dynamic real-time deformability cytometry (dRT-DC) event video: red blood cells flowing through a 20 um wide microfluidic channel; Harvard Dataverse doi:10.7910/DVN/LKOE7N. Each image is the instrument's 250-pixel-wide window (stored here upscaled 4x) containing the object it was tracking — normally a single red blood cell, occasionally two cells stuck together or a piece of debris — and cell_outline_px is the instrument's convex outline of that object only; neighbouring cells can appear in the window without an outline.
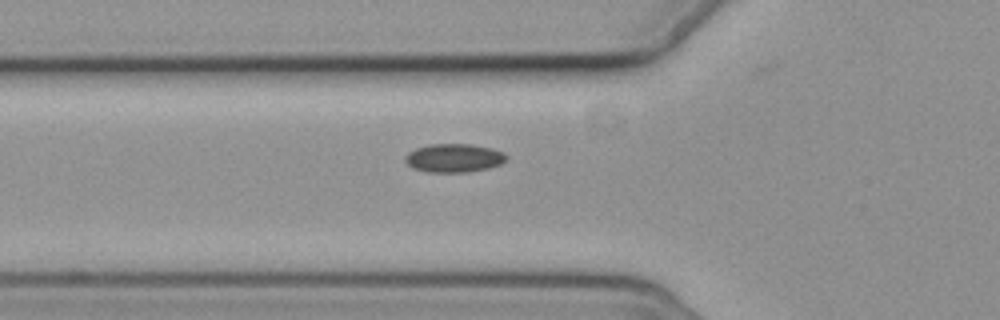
{"species": "common noctule bat (a hibernating species)", "species_latin": "Nyctalus noctula", "temperature_condition": "cold", "stored_images_in_passage": 5, "camera_frame_rate_fps": 3000, "um_per_image_px": 0.085, "animal": {"sex": "female", "body_mass_g": 19.3, "forearm_length_mm": 54.1}, "frame": {"image": 1, "passage_image": 5, "time_ms": 4.667, "image_size_px": [1000, 320], "cell_outline_px": [[508, 160], [500, 164], [488, 168], [464, 172], [428, 172], [412, 168], [404, 160], [404, 156], [408, 152], [416, 148], [428, 144], [472, 144], [492, 148], [504, 152], [508, 156]], "centroid_in_image_um": [38.59, 13.42], "position_along_channel_um": 87.2, "area_um2": 16.99}}